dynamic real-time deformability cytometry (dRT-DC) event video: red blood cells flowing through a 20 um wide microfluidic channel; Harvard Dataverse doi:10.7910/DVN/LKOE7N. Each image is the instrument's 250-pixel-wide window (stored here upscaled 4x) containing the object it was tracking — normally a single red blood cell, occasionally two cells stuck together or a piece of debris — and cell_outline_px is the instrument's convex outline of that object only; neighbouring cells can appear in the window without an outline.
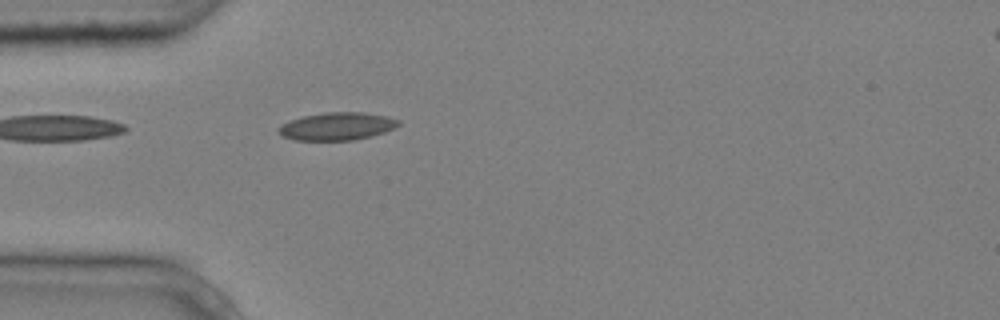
{"species": "common noctule bat (a hibernating species)", "species_latin": "Nyctalus noctula", "temperature_condition": "cold", "stored_images_in_passage": 4, "camera_frame_rate_fps": 3000, "um_per_image_px": 0.085, "animal": {"sex": "male", "body_mass_g": 20.4}, "frame": {"image": 1, "passage_image": 4, "time_ms": 1.0, "image_size_px": [1000, 320], "cell_outline_px": [[400, 124], [384, 132], [352, 140], [292, 140], [280, 136], [276, 132], [276, 128], [280, 124], [288, 120], [304, 116], [324, 112], [364, 112], [388, 116], [400, 120]], "centroid_in_image_um": [28.56, 10.73], "position_along_channel_um": 56.4, "area_um2": 19.59}}